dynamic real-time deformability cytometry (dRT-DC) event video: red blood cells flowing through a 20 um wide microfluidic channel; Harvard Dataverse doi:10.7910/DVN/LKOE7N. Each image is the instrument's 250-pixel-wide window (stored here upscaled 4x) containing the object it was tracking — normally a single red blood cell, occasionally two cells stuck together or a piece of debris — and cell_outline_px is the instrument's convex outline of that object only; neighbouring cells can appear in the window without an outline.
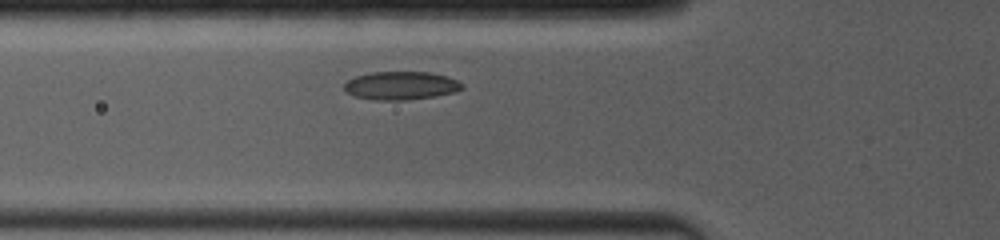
{"species": "common noctule bat (a hibernating species)", "species_latin": "Nyctalus noctula", "temperature_condition": "room temperature", "stored_images_in_passage": 6, "camera_frame_rate_fps": 4000, "um_per_image_px": 0.085, "animal": {"sex": "female", "body_mass_g": 19.0, "forearm_length_mm": 53.3}, "frame": {"image": 1, "passage_image": 3, "time_ms": 1.5, "image_size_px": [1000, 240], "cell_outline_px": [[464, 88], [456, 92], [436, 96], [404, 100], [376, 100], [356, 96], [348, 92], [344, 88], [344, 84], [348, 80], [356, 76], [372, 72], [432, 72], [456, 80], [464, 84]], "centroid_in_image_um": [34.12, 7.27], "position_along_channel_um": 91.7, "area_um2": 19.31}}
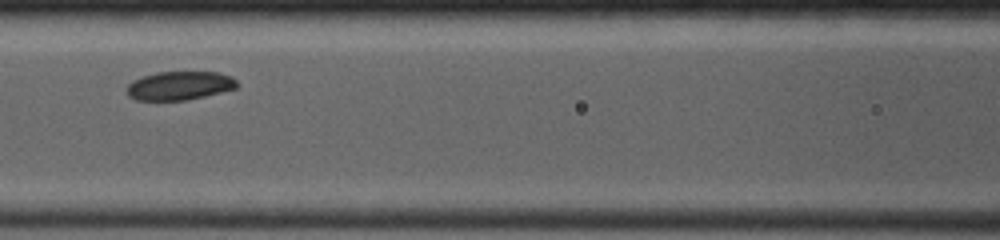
{"frame": {"image": 2, "passage_image": 5, "time_ms": 3.0, "image_size_px": [1000, 240], "cell_outline_px": [[236, 88], [188, 100], [136, 100], [128, 96], [124, 92], [128, 84], [132, 80], [156, 72], [220, 72], [232, 76], [236, 80]], "centroid_in_image_um": [15.21, 7.28], "position_along_channel_um": 151.4, "area_um2": 18.5}}